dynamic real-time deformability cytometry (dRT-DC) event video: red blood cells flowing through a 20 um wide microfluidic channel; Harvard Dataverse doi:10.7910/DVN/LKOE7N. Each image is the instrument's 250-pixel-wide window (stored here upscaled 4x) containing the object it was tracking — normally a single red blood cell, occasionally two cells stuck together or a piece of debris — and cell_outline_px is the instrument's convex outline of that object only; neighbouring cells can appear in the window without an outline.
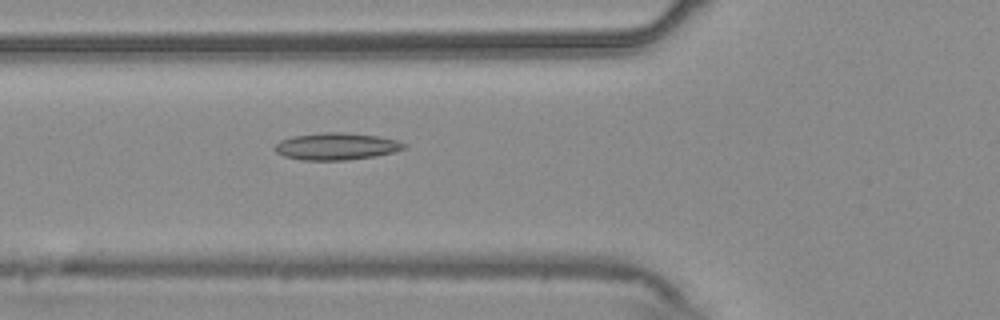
{"species": "common noctule bat (a hibernating species)", "species_latin": "Nyctalus noctula", "temperature_condition": "warm", "stored_images_in_passage": 55, "camera_frame_rate_fps": 3000, "um_per_image_px": 0.085, "animal": {"sex": "male", "body_mass_g": 20.4}, "frame": {"image": 1, "passage_image": 20, "time_ms": 6.333, "image_size_px": [1000, 320], "cell_outline_px": [[408, 148], [396, 152], [376, 156], [348, 160], [300, 160], [284, 156], [276, 152], [272, 148], [280, 140], [292, 136], [320, 132], [344, 132], [380, 136], [396, 140], [408, 144]], "centroid_in_image_um": [28.62, 12.44], "position_along_channel_um": 97.2, "area_um2": 20.81}}
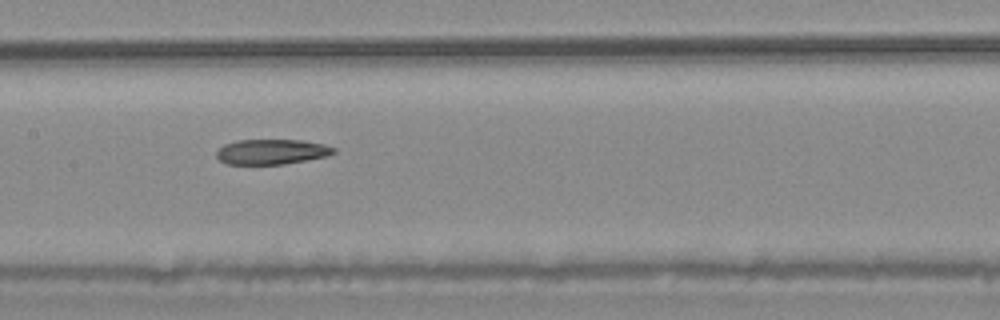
{"frame": {"image": 2, "passage_image": 27, "time_ms": 8.667, "image_size_px": [1000, 320], "cell_outline_px": [[336, 152], [328, 156], [284, 164], [228, 164], [220, 160], [216, 156], [216, 152], [224, 144], [236, 140], [300, 140], [324, 144], [336, 148]], "centroid_in_image_um": [23.11, 12.9], "position_along_channel_um": 184.3, "area_um2": 17.17}}
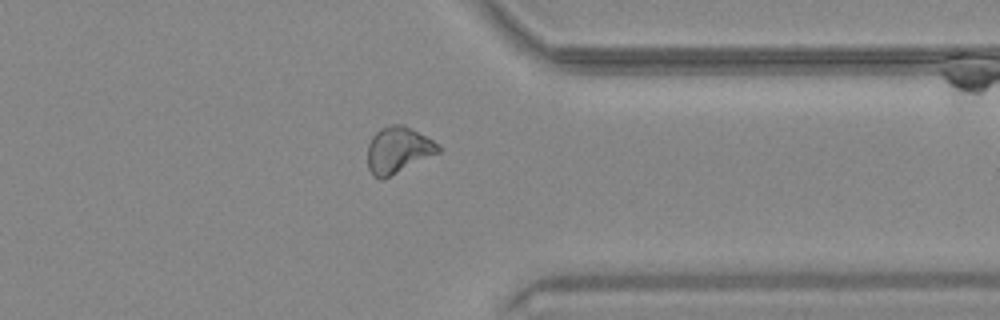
{"frame": {"image": 3, "passage_image": 43, "time_ms": 14.0, "image_size_px": [1000, 320], "cell_outline_px": [[440, 152], [380, 180], [372, 176], [368, 168], [368, 144], [372, 136], [380, 128], [392, 124], [404, 124], [432, 140], [440, 148]], "centroid_in_image_um": [33.8, 12.74], "position_along_channel_um": 377.6, "area_um2": 18.84}, "authors_computed_cell_mechanics": {"area_um2": 19.4786, "velocity_mm_per_s": 3.7105, "shape_relaxation_time_tau1_ms": null, "shape_relaxation_time_tau2_ms": 3.15, "deformation_change_tau1": null, "deformation_change_tau2": 0.0982}}